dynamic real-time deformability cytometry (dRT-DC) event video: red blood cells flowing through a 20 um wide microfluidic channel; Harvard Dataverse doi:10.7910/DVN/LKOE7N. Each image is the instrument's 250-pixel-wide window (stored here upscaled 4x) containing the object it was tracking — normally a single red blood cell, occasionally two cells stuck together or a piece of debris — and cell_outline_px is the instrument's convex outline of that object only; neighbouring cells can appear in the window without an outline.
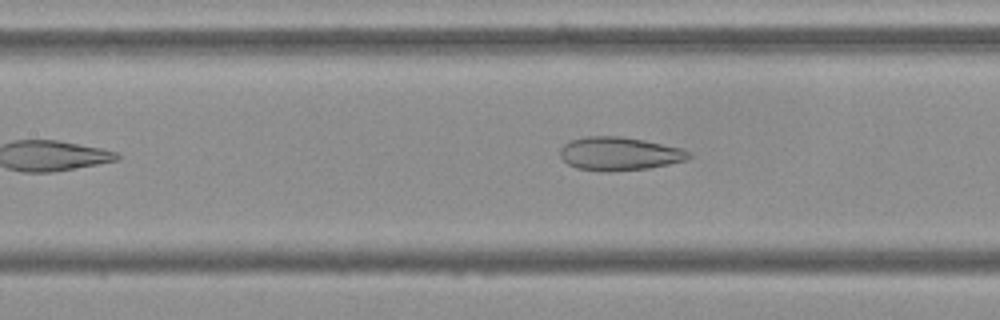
{"species": "Egyptian fruit bat (a non-hibernating species)", "species_latin": "Rousettus aegyptiacus", "temperature_condition": "cold", "stored_images_in_passage": 41, "camera_frame_rate_fps": 3000, "um_per_image_px": 0.085, "frame": {"image": 1, "passage_image": 14, "time_ms": 4.333, "image_size_px": [1000, 320], "cell_outline_px": [[692, 156], [684, 160], [668, 164], [648, 168], [608, 172], [604, 172], [576, 168], [568, 164], [560, 156], [560, 148], [564, 144], [572, 140], [584, 136], [624, 136], [684, 148], [692, 152]], "centroid_in_image_um": [52.65, 13.06], "position_along_channel_um": 154.7, "area_um2": 25.26}}
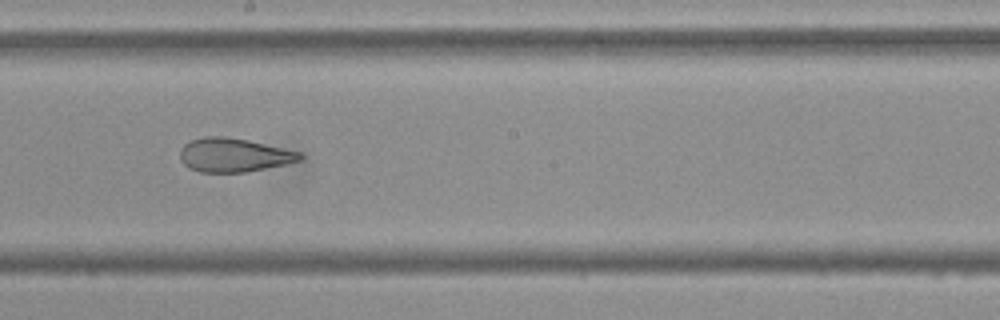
{"frame": {"image": 2, "passage_image": 20, "time_ms": 6.333, "image_size_px": [1000, 320], "cell_outline_px": [[304, 160], [288, 164], [244, 172], [200, 172], [188, 168], [180, 160], [180, 148], [184, 144], [192, 140], [204, 136], [224, 136], [248, 140], [300, 152], [304, 156]], "centroid_in_image_um": [19.88, 13.18], "position_along_channel_um": 228.3, "area_um2": 23.76}}
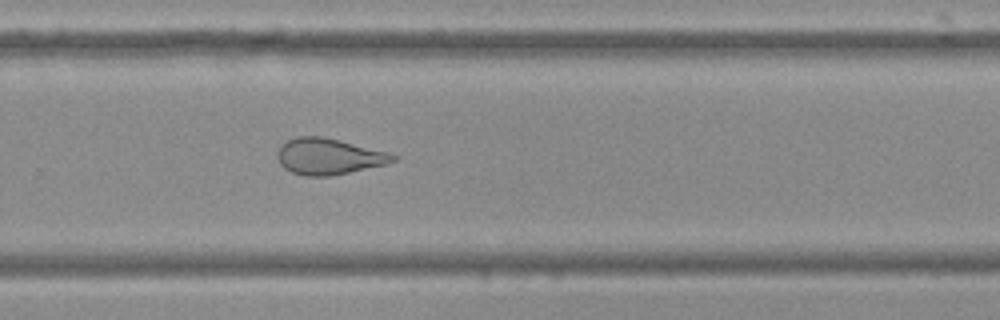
{"frame": {"image": 3, "passage_image": 26, "time_ms": 8.333, "image_size_px": [1000, 320], "cell_outline_px": [[396, 160], [384, 164], [332, 176], [304, 176], [292, 172], [284, 168], [280, 164], [276, 156], [276, 152], [288, 140], [300, 136], [320, 136], [340, 140], [388, 152], [396, 156]], "centroid_in_image_um": [27.91, 13.3], "position_along_channel_um": 301.9, "area_um2": 24.1}, "authors_computed_cell_mechanics": {"area_um2": 26.01, "velocity_mm_per_s": 3.6849, "shape_relaxation_time_tau1_ms": null, "shape_relaxation_time_tau2_ms": 1.9383, "deformation_change_tau1": null, "deformation_change_tau2": 0.1001}}